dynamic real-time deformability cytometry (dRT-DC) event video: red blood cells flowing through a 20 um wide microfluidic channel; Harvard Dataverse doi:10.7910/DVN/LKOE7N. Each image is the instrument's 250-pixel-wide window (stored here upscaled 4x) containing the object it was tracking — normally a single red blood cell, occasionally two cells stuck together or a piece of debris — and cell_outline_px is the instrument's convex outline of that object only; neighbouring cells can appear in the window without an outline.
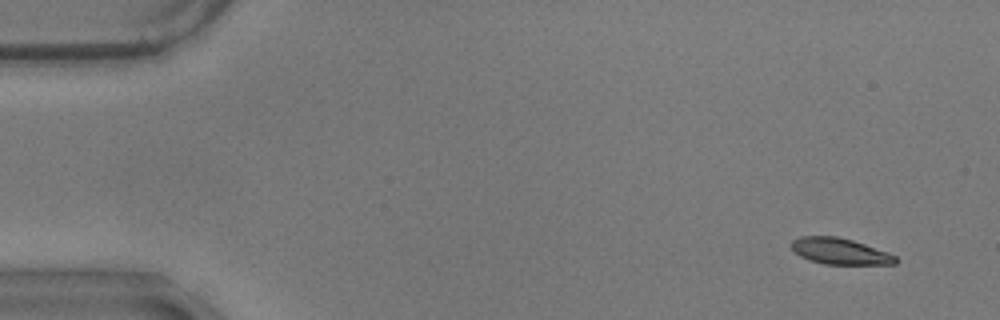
{"species": "common noctule bat (a hibernating species)", "species_latin": "Nyctalus noctula", "temperature_condition": "warm", "stored_images_in_passage": 58, "camera_frame_rate_fps": 3000, "um_per_image_px": 0.085, "animal": {"sex": "male", "body_mass_g": 17.9}, "frame": {"image": 1, "passage_image": 4, "time_ms": 1.0, "image_size_px": [1000, 320], "cell_outline_px": [[900, 260], [896, 264], [824, 264], [808, 260], [800, 256], [792, 248], [792, 240], [800, 236], [836, 236], [852, 240], [888, 252], [896, 256]], "centroid_in_image_um": [71.41, 21.36], "position_along_channel_um": 13.6, "area_um2": 15.9}}
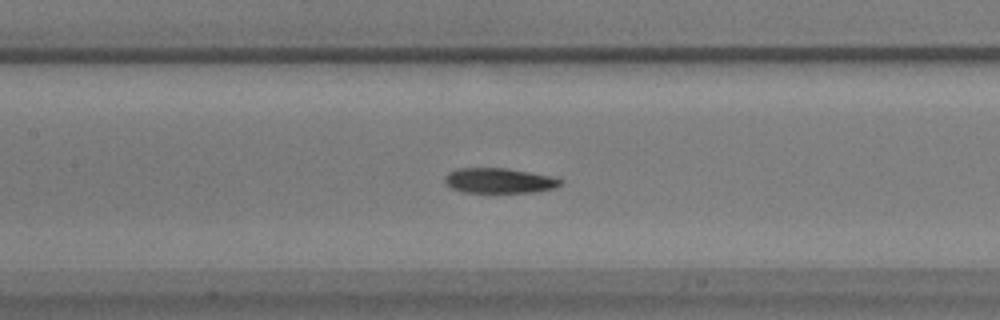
{"frame": {"image": 2, "passage_image": 27, "time_ms": 8.667, "image_size_px": [1000, 320], "cell_outline_px": [[564, 180], [556, 188], [536, 192], [464, 192], [452, 188], [444, 184], [444, 176], [448, 172], [456, 168], [508, 168], [548, 176]], "centroid_in_image_um": [42.38, 15.35], "position_along_channel_um": 165.0, "area_um2": 16.94}}
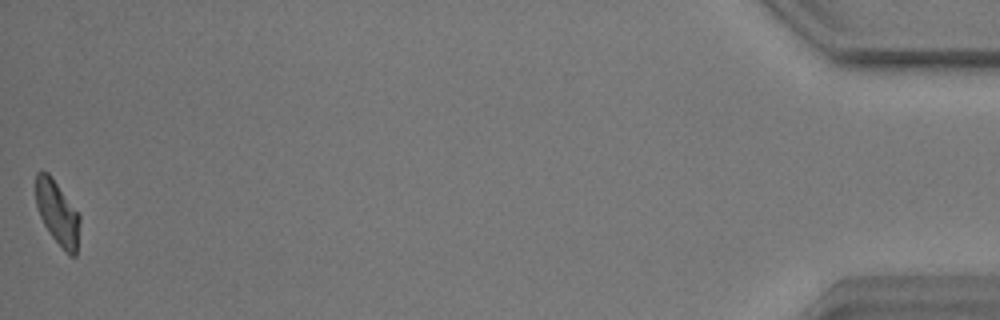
{"frame": {"image": 3, "passage_image": 58, "time_ms": 19.0, "image_size_px": [1000, 320], "cell_outline_px": [[80, 220], [76, 256], [68, 256], [52, 236], [44, 224], [40, 216], [36, 204], [36, 172], [48, 172], [80, 216]], "centroid_in_image_um": [4.88, 18.13], "position_along_channel_um": 430.3, "area_um2": 16.07}, "authors_computed_cell_mechanics": {"area_um2": 17.1955, "velocity_mm_per_s": 3.4862, "shape_relaxation_time_tau1_ms": 7.0463, "shape_relaxation_time_tau2_ms": 3.7496, "deformation_change_tau1": 0.171, "deformation_change_tau2": 0.0857}}